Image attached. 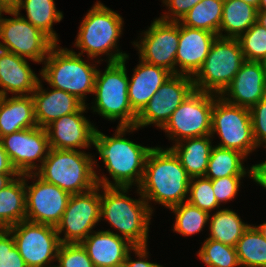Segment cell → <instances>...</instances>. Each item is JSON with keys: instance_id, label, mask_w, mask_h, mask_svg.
<instances>
[{"instance_id": "obj_1", "label": "cell", "mask_w": 266, "mask_h": 267, "mask_svg": "<svg viewBox=\"0 0 266 267\" xmlns=\"http://www.w3.org/2000/svg\"><path fill=\"white\" fill-rule=\"evenodd\" d=\"M137 126H117L113 136H107L96 128L92 146L98 151L109 175L95 173L97 185L106 187H139L145 169V161L153 147L142 146L124 136L137 131Z\"/></svg>"}, {"instance_id": "obj_2", "label": "cell", "mask_w": 266, "mask_h": 267, "mask_svg": "<svg viewBox=\"0 0 266 267\" xmlns=\"http://www.w3.org/2000/svg\"><path fill=\"white\" fill-rule=\"evenodd\" d=\"M190 180L174 152L168 147L156 146L147 155L144 176L138 188L154 213L151 201L168 209L186 202Z\"/></svg>"}, {"instance_id": "obj_3", "label": "cell", "mask_w": 266, "mask_h": 267, "mask_svg": "<svg viewBox=\"0 0 266 267\" xmlns=\"http://www.w3.org/2000/svg\"><path fill=\"white\" fill-rule=\"evenodd\" d=\"M101 189L100 220L107 221L117 232L110 229L105 231L127 239L134 246L148 245L153 213L139 188L136 191L139 199L129 197L127 193L131 187L101 186Z\"/></svg>"}, {"instance_id": "obj_4", "label": "cell", "mask_w": 266, "mask_h": 267, "mask_svg": "<svg viewBox=\"0 0 266 267\" xmlns=\"http://www.w3.org/2000/svg\"><path fill=\"white\" fill-rule=\"evenodd\" d=\"M123 24V18L119 13L100 1L95 2L80 23L74 47L81 49V52L76 54L83 55L85 52L90 61L97 59L103 62L104 59L98 60L100 55L108 56V60H105L107 62L122 61L128 55L118 49Z\"/></svg>"}, {"instance_id": "obj_5", "label": "cell", "mask_w": 266, "mask_h": 267, "mask_svg": "<svg viewBox=\"0 0 266 267\" xmlns=\"http://www.w3.org/2000/svg\"><path fill=\"white\" fill-rule=\"evenodd\" d=\"M92 64L89 60L83 59L82 55L76 54L72 49L60 47L55 44L44 60L40 71L43 82H47L49 87L63 90L76 96L85 105L87 95L94 93L97 64Z\"/></svg>"}, {"instance_id": "obj_6", "label": "cell", "mask_w": 266, "mask_h": 267, "mask_svg": "<svg viewBox=\"0 0 266 267\" xmlns=\"http://www.w3.org/2000/svg\"><path fill=\"white\" fill-rule=\"evenodd\" d=\"M97 159L83 150L50 148L48 156L35 174L70 195L87 192L97 186Z\"/></svg>"}, {"instance_id": "obj_7", "label": "cell", "mask_w": 266, "mask_h": 267, "mask_svg": "<svg viewBox=\"0 0 266 267\" xmlns=\"http://www.w3.org/2000/svg\"><path fill=\"white\" fill-rule=\"evenodd\" d=\"M107 62L104 72L97 70L95 77V99L91 104L92 112L108 121L119 120L117 126H135L137 113L132 109L128 98V83L126 61Z\"/></svg>"}, {"instance_id": "obj_8", "label": "cell", "mask_w": 266, "mask_h": 267, "mask_svg": "<svg viewBox=\"0 0 266 267\" xmlns=\"http://www.w3.org/2000/svg\"><path fill=\"white\" fill-rule=\"evenodd\" d=\"M244 62L238 39L217 36L201 68L192 77L194 89L220 95Z\"/></svg>"}, {"instance_id": "obj_9", "label": "cell", "mask_w": 266, "mask_h": 267, "mask_svg": "<svg viewBox=\"0 0 266 267\" xmlns=\"http://www.w3.org/2000/svg\"><path fill=\"white\" fill-rule=\"evenodd\" d=\"M220 138L216 145L240 151L246 157L258 148L252 128L250 109L229 104L218 96L212 109L211 133Z\"/></svg>"}, {"instance_id": "obj_10", "label": "cell", "mask_w": 266, "mask_h": 267, "mask_svg": "<svg viewBox=\"0 0 266 267\" xmlns=\"http://www.w3.org/2000/svg\"><path fill=\"white\" fill-rule=\"evenodd\" d=\"M219 95L193 90L161 129L172 143L211 133L212 109Z\"/></svg>"}, {"instance_id": "obj_11", "label": "cell", "mask_w": 266, "mask_h": 267, "mask_svg": "<svg viewBox=\"0 0 266 267\" xmlns=\"http://www.w3.org/2000/svg\"><path fill=\"white\" fill-rule=\"evenodd\" d=\"M0 22V49L41 64L55 43L40 29L33 26L16 10H8Z\"/></svg>"}, {"instance_id": "obj_12", "label": "cell", "mask_w": 266, "mask_h": 267, "mask_svg": "<svg viewBox=\"0 0 266 267\" xmlns=\"http://www.w3.org/2000/svg\"><path fill=\"white\" fill-rule=\"evenodd\" d=\"M100 189L101 186L97 185L87 192L69 197L61 221L56 226L60 243H81L95 231L93 228L101 222Z\"/></svg>"}, {"instance_id": "obj_13", "label": "cell", "mask_w": 266, "mask_h": 267, "mask_svg": "<svg viewBox=\"0 0 266 267\" xmlns=\"http://www.w3.org/2000/svg\"><path fill=\"white\" fill-rule=\"evenodd\" d=\"M8 230L27 267H49L56 261L61 244L56 227L24 220Z\"/></svg>"}, {"instance_id": "obj_14", "label": "cell", "mask_w": 266, "mask_h": 267, "mask_svg": "<svg viewBox=\"0 0 266 267\" xmlns=\"http://www.w3.org/2000/svg\"><path fill=\"white\" fill-rule=\"evenodd\" d=\"M140 35L139 41L132 43L138 49L139 59L176 74L179 22H168L156 18Z\"/></svg>"}, {"instance_id": "obj_15", "label": "cell", "mask_w": 266, "mask_h": 267, "mask_svg": "<svg viewBox=\"0 0 266 267\" xmlns=\"http://www.w3.org/2000/svg\"><path fill=\"white\" fill-rule=\"evenodd\" d=\"M29 179L33 180L30 185ZM70 196L68 192L45 182L35 173L25 174V220L56 227L61 221Z\"/></svg>"}, {"instance_id": "obj_16", "label": "cell", "mask_w": 266, "mask_h": 267, "mask_svg": "<svg viewBox=\"0 0 266 267\" xmlns=\"http://www.w3.org/2000/svg\"><path fill=\"white\" fill-rule=\"evenodd\" d=\"M193 90L191 76L172 74L137 114L135 126L140 129L153 124L162 129Z\"/></svg>"}, {"instance_id": "obj_17", "label": "cell", "mask_w": 266, "mask_h": 267, "mask_svg": "<svg viewBox=\"0 0 266 267\" xmlns=\"http://www.w3.org/2000/svg\"><path fill=\"white\" fill-rule=\"evenodd\" d=\"M0 140L19 175L35 173L50 150L46 129L38 126L13 132Z\"/></svg>"}, {"instance_id": "obj_18", "label": "cell", "mask_w": 266, "mask_h": 267, "mask_svg": "<svg viewBox=\"0 0 266 267\" xmlns=\"http://www.w3.org/2000/svg\"><path fill=\"white\" fill-rule=\"evenodd\" d=\"M87 109L88 105H84L79 111L62 116L45 127L50 148L81 151L92 147L96 127L84 116Z\"/></svg>"}, {"instance_id": "obj_19", "label": "cell", "mask_w": 266, "mask_h": 267, "mask_svg": "<svg viewBox=\"0 0 266 267\" xmlns=\"http://www.w3.org/2000/svg\"><path fill=\"white\" fill-rule=\"evenodd\" d=\"M219 96L229 104L251 109L266 96V73L261 62L245 61Z\"/></svg>"}, {"instance_id": "obj_20", "label": "cell", "mask_w": 266, "mask_h": 267, "mask_svg": "<svg viewBox=\"0 0 266 267\" xmlns=\"http://www.w3.org/2000/svg\"><path fill=\"white\" fill-rule=\"evenodd\" d=\"M217 36L207 30L191 28L179 23L176 74L193 77L201 68Z\"/></svg>"}, {"instance_id": "obj_21", "label": "cell", "mask_w": 266, "mask_h": 267, "mask_svg": "<svg viewBox=\"0 0 266 267\" xmlns=\"http://www.w3.org/2000/svg\"><path fill=\"white\" fill-rule=\"evenodd\" d=\"M39 80L27 59L0 49V96L32 95Z\"/></svg>"}, {"instance_id": "obj_22", "label": "cell", "mask_w": 266, "mask_h": 267, "mask_svg": "<svg viewBox=\"0 0 266 267\" xmlns=\"http://www.w3.org/2000/svg\"><path fill=\"white\" fill-rule=\"evenodd\" d=\"M40 79L32 93L34 117L38 127L45 128L54 120L75 113L85 105L76 96L63 90L43 89L42 78Z\"/></svg>"}, {"instance_id": "obj_23", "label": "cell", "mask_w": 266, "mask_h": 267, "mask_svg": "<svg viewBox=\"0 0 266 267\" xmlns=\"http://www.w3.org/2000/svg\"><path fill=\"white\" fill-rule=\"evenodd\" d=\"M94 267H111L122 264L134 247L127 239L105 230L93 231L81 242Z\"/></svg>"}, {"instance_id": "obj_24", "label": "cell", "mask_w": 266, "mask_h": 267, "mask_svg": "<svg viewBox=\"0 0 266 267\" xmlns=\"http://www.w3.org/2000/svg\"><path fill=\"white\" fill-rule=\"evenodd\" d=\"M128 83V98L132 109L138 114L161 85L172 75L167 69L148 64L139 59Z\"/></svg>"}, {"instance_id": "obj_25", "label": "cell", "mask_w": 266, "mask_h": 267, "mask_svg": "<svg viewBox=\"0 0 266 267\" xmlns=\"http://www.w3.org/2000/svg\"><path fill=\"white\" fill-rule=\"evenodd\" d=\"M37 127L32 95L0 96V138Z\"/></svg>"}, {"instance_id": "obj_26", "label": "cell", "mask_w": 266, "mask_h": 267, "mask_svg": "<svg viewBox=\"0 0 266 267\" xmlns=\"http://www.w3.org/2000/svg\"><path fill=\"white\" fill-rule=\"evenodd\" d=\"M213 138L211 135L187 138L169 147L191 178L205 176Z\"/></svg>"}, {"instance_id": "obj_27", "label": "cell", "mask_w": 266, "mask_h": 267, "mask_svg": "<svg viewBox=\"0 0 266 267\" xmlns=\"http://www.w3.org/2000/svg\"><path fill=\"white\" fill-rule=\"evenodd\" d=\"M26 217L25 174L0 190V229H8Z\"/></svg>"}, {"instance_id": "obj_28", "label": "cell", "mask_w": 266, "mask_h": 267, "mask_svg": "<svg viewBox=\"0 0 266 267\" xmlns=\"http://www.w3.org/2000/svg\"><path fill=\"white\" fill-rule=\"evenodd\" d=\"M256 21L257 9L255 7L241 0H224L219 37L238 39Z\"/></svg>"}, {"instance_id": "obj_29", "label": "cell", "mask_w": 266, "mask_h": 267, "mask_svg": "<svg viewBox=\"0 0 266 267\" xmlns=\"http://www.w3.org/2000/svg\"><path fill=\"white\" fill-rule=\"evenodd\" d=\"M246 159L248 158L240 151L214 145L205 177L211 180L228 176H249L252 178V167L250 169L245 168L243 163L247 161Z\"/></svg>"}, {"instance_id": "obj_30", "label": "cell", "mask_w": 266, "mask_h": 267, "mask_svg": "<svg viewBox=\"0 0 266 267\" xmlns=\"http://www.w3.org/2000/svg\"><path fill=\"white\" fill-rule=\"evenodd\" d=\"M26 11L22 17L45 33L55 44L59 43L53 24L63 19V13L57 10L54 0H21L17 12ZM25 16V17H24Z\"/></svg>"}, {"instance_id": "obj_31", "label": "cell", "mask_w": 266, "mask_h": 267, "mask_svg": "<svg viewBox=\"0 0 266 267\" xmlns=\"http://www.w3.org/2000/svg\"><path fill=\"white\" fill-rule=\"evenodd\" d=\"M208 239L221 242L223 244L236 247L238 240L248 229L250 224L242 221L233 209H216L213 215L209 214Z\"/></svg>"}, {"instance_id": "obj_32", "label": "cell", "mask_w": 266, "mask_h": 267, "mask_svg": "<svg viewBox=\"0 0 266 267\" xmlns=\"http://www.w3.org/2000/svg\"><path fill=\"white\" fill-rule=\"evenodd\" d=\"M224 0H202L179 21L181 25L207 30L219 36Z\"/></svg>"}, {"instance_id": "obj_33", "label": "cell", "mask_w": 266, "mask_h": 267, "mask_svg": "<svg viewBox=\"0 0 266 267\" xmlns=\"http://www.w3.org/2000/svg\"><path fill=\"white\" fill-rule=\"evenodd\" d=\"M240 267H266V239L250 225L236 244Z\"/></svg>"}, {"instance_id": "obj_34", "label": "cell", "mask_w": 266, "mask_h": 267, "mask_svg": "<svg viewBox=\"0 0 266 267\" xmlns=\"http://www.w3.org/2000/svg\"><path fill=\"white\" fill-rule=\"evenodd\" d=\"M169 210L175 214L173 231L182 236L188 237L197 234L208 225L209 213L191 205L187 201Z\"/></svg>"}, {"instance_id": "obj_35", "label": "cell", "mask_w": 266, "mask_h": 267, "mask_svg": "<svg viewBox=\"0 0 266 267\" xmlns=\"http://www.w3.org/2000/svg\"><path fill=\"white\" fill-rule=\"evenodd\" d=\"M197 257L207 267H240L236 248L206 238L197 251Z\"/></svg>"}, {"instance_id": "obj_36", "label": "cell", "mask_w": 266, "mask_h": 267, "mask_svg": "<svg viewBox=\"0 0 266 267\" xmlns=\"http://www.w3.org/2000/svg\"><path fill=\"white\" fill-rule=\"evenodd\" d=\"M238 40L245 61L260 62L266 56V28L257 21Z\"/></svg>"}, {"instance_id": "obj_37", "label": "cell", "mask_w": 266, "mask_h": 267, "mask_svg": "<svg viewBox=\"0 0 266 267\" xmlns=\"http://www.w3.org/2000/svg\"><path fill=\"white\" fill-rule=\"evenodd\" d=\"M187 202L209 214L220 207L214 195L211 179L205 176L191 178Z\"/></svg>"}, {"instance_id": "obj_38", "label": "cell", "mask_w": 266, "mask_h": 267, "mask_svg": "<svg viewBox=\"0 0 266 267\" xmlns=\"http://www.w3.org/2000/svg\"><path fill=\"white\" fill-rule=\"evenodd\" d=\"M56 261L57 267H94L81 243H61Z\"/></svg>"}, {"instance_id": "obj_39", "label": "cell", "mask_w": 266, "mask_h": 267, "mask_svg": "<svg viewBox=\"0 0 266 267\" xmlns=\"http://www.w3.org/2000/svg\"><path fill=\"white\" fill-rule=\"evenodd\" d=\"M0 267H27L8 229H0Z\"/></svg>"}, {"instance_id": "obj_40", "label": "cell", "mask_w": 266, "mask_h": 267, "mask_svg": "<svg viewBox=\"0 0 266 267\" xmlns=\"http://www.w3.org/2000/svg\"><path fill=\"white\" fill-rule=\"evenodd\" d=\"M246 176H228L211 180L214 195L219 205L232 201L240 190L241 180Z\"/></svg>"}, {"instance_id": "obj_41", "label": "cell", "mask_w": 266, "mask_h": 267, "mask_svg": "<svg viewBox=\"0 0 266 267\" xmlns=\"http://www.w3.org/2000/svg\"><path fill=\"white\" fill-rule=\"evenodd\" d=\"M253 137L257 147L266 149V96L251 109Z\"/></svg>"}, {"instance_id": "obj_42", "label": "cell", "mask_w": 266, "mask_h": 267, "mask_svg": "<svg viewBox=\"0 0 266 267\" xmlns=\"http://www.w3.org/2000/svg\"><path fill=\"white\" fill-rule=\"evenodd\" d=\"M200 1L202 0H162L168 11L158 18L168 22H179Z\"/></svg>"}, {"instance_id": "obj_43", "label": "cell", "mask_w": 266, "mask_h": 267, "mask_svg": "<svg viewBox=\"0 0 266 267\" xmlns=\"http://www.w3.org/2000/svg\"><path fill=\"white\" fill-rule=\"evenodd\" d=\"M148 245L146 246H134L127 254L125 264L126 267H164L160 264L149 262L148 257H149V252L148 250ZM132 251L134 252L136 258L138 259H132L131 258V253Z\"/></svg>"}, {"instance_id": "obj_44", "label": "cell", "mask_w": 266, "mask_h": 267, "mask_svg": "<svg viewBox=\"0 0 266 267\" xmlns=\"http://www.w3.org/2000/svg\"><path fill=\"white\" fill-rule=\"evenodd\" d=\"M252 181L266 189V160L253 164L252 166Z\"/></svg>"}, {"instance_id": "obj_45", "label": "cell", "mask_w": 266, "mask_h": 267, "mask_svg": "<svg viewBox=\"0 0 266 267\" xmlns=\"http://www.w3.org/2000/svg\"><path fill=\"white\" fill-rule=\"evenodd\" d=\"M0 174H19L16 169L13 167L7 153L3 149L1 140H0Z\"/></svg>"}, {"instance_id": "obj_46", "label": "cell", "mask_w": 266, "mask_h": 267, "mask_svg": "<svg viewBox=\"0 0 266 267\" xmlns=\"http://www.w3.org/2000/svg\"><path fill=\"white\" fill-rule=\"evenodd\" d=\"M19 174H0V190L9 185Z\"/></svg>"}, {"instance_id": "obj_47", "label": "cell", "mask_w": 266, "mask_h": 267, "mask_svg": "<svg viewBox=\"0 0 266 267\" xmlns=\"http://www.w3.org/2000/svg\"><path fill=\"white\" fill-rule=\"evenodd\" d=\"M0 2L7 10H16L21 0H0Z\"/></svg>"}, {"instance_id": "obj_48", "label": "cell", "mask_w": 266, "mask_h": 267, "mask_svg": "<svg viewBox=\"0 0 266 267\" xmlns=\"http://www.w3.org/2000/svg\"><path fill=\"white\" fill-rule=\"evenodd\" d=\"M257 22L266 28V11H257Z\"/></svg>"}, {"instance_id": "obj_49", "label": "cell", "mask_w": 266, "mask_h": 267, "mask_svg": "<svg viewBox=\"0 0 266 267\" xmlns=\"http://www.w3.org/2000/svg\"><path fill=\"white\" fill-rule=\"evenodd\" d=\"M259 233L266 239V221L260 225L254 226Z\"/></svg>"}, {"instance_id": "obj_50", "label": "cell", "mask_w": 266, "mask_h": 267, "mask_svg": "<svg viewBox=\"0 0 266 267\" xmlns=\"http://www.w3.org/2000/svg\"><path fill=\"white\" fill-rule=\"evenodd\" d=\"M241 1H244L246 4H249L258 10L260 0H241Z\"/></svg>"}, {"instance_id": "obj_51", "label": "cell", "mask_w": 266, "mask_h": 267, "mask_svg": "<svg viewBox=\"0 0 266 267\" xmlns=\"http://www.w3.org/2000/svg\"><path fill=\"white\" fill-rule=\"evenodd\" d=\"M257 11H266V0H260Z\"/></svg>"}, {"instance_id": "obj_52", "label": "cell", "mask_w": 266, "mask_h": 267, "mask_svg": "<svg viewBox=\"0 0 266 267\" xmlns=\"http://www.w3.org/2000/svg\"><path fill=\"white\" fill-rule=\"evenodd\" d=\"M8 10L3 6V4L0 2V22L2 21V18L4 17V13H6ZM3 13V14H2Z\"/></svg>"}, {"instance_id": "obj_53", "label": "cell", "mask_w": 266, "mask_h": 267, "mask_svg": "<svg viewBox=\"0 0 266 267\" xmlns=\"http://www.w3.org/2000/svg\"><path fill=\"white\" fill-rule=\"evenodd\" d=\"M260 62H261L262 67H263V69H264V71L266 73V56Z\"/></svg>"}, {"instance_id": "obj_54", "label": "cell", "mask_w": 266, "mask_h": 267, "mask_svg": "<svg viewBox=\"0 0 266 267\" xmlns=\"http://www.w3.org/2000/svg\"><path fill=\"white\" fill-rule=\"evenodd\" d=\"M111 267H126V264H125V262H124V263H122V264H119V265H116V266H111Z\"/></svg>"}]
</instances>
